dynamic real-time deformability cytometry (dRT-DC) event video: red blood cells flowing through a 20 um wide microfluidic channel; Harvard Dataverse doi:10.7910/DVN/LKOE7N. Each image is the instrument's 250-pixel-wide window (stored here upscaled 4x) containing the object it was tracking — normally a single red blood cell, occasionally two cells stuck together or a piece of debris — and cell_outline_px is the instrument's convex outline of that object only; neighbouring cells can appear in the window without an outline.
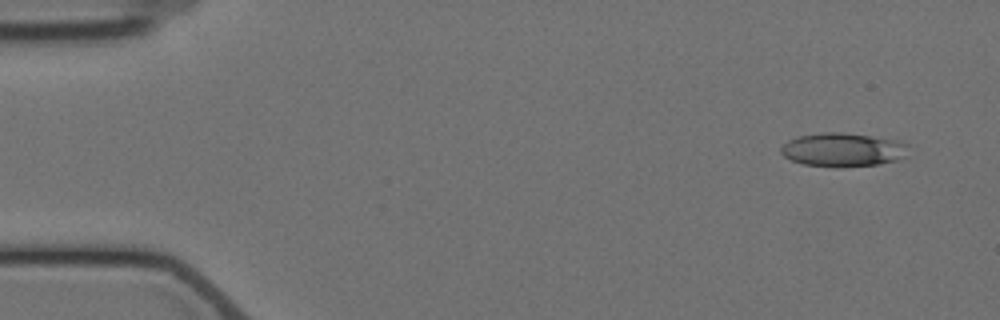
{"species": "Egyptian fruit bat (a non-hibernating species)", "species_latin": "Rousettus aegyptiacus", "temperature_condition": "cold", "stored_images_in_passage": 5, "camera_frame_rate_fps": 3000, "um_per_image_px": 0.085, "animal": {"sex": "female"}, "frame": {"image": 1, "passage_image": 1, "time_ms": 0.0, "image_size_px": [1000, 320], "cell_outline_px": [[908, 144], [904, 156], [896, 160], [880, 164], [804, 164], [792, 160], [784, 156], [780, 152], [780, 148], [788, 140], [796, 136], [824, 132], [840, 132], [900, 140]], "centroid_in_image_um": [71.63, 12.67], "position_along_channel_um": 13.4, "area_um2": 24.04}}
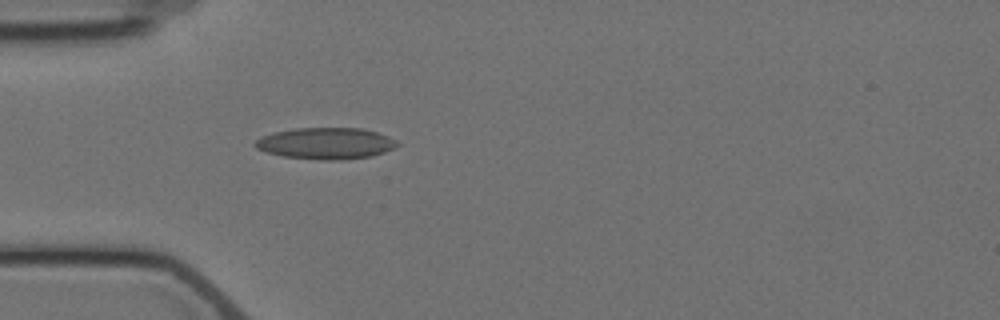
{"frame": {"image": 2, "passage_image": 5, "time_ms": 4.333, "image_size_px": [1000, 320], "cell_outline_px": [[400, 144], [396, 148], [372, 156], [344, 160], [320, 160], [284, 156], [268, 152], [256, 148], [252, 144], [260, 136], [272, 132], [292, 128], [364, 128], [388, 136], [396, 140]], "centroid_in_image_um": [27.7, 12.18], "position_along_channel_um": 57.3, "area_um2": 26.36}}